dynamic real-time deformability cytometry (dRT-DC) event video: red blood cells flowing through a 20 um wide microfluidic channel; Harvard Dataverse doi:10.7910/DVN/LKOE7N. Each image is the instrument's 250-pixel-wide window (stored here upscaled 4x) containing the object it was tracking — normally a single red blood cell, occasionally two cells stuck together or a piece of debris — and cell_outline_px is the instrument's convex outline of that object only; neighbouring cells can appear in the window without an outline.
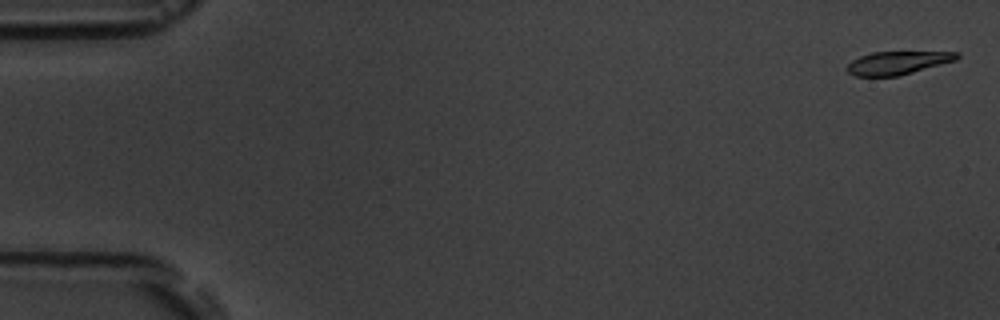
{"species": "common noctule bat (a hibernating species)", "species_latin": "Nyctalus noctula", "temperature_condition": "room temperature", "stored_images_in_passage": 7, "camera_frame_rate_fps": 3000, "um_per_image_px": 0.085, "animal": {"sex": "male", "body_mass_g": 19.5, "forearm_length_mm": 54.6}, "frame": {"image": 1, "passage_image": 1, "time_ms": 0.0, "image_size_px": [1000, 320], "cell_outline_px": [[960, 56], [956, 60], [900, 76], [856, 76], [848, 72], [844, 68], [852, 60], [860, 56], [872, 52], [960, 52]], "centroid_in_image_um": [76.28, 5.34], "position_along_channel_um": 8.7, "area_um2": 14.85}}
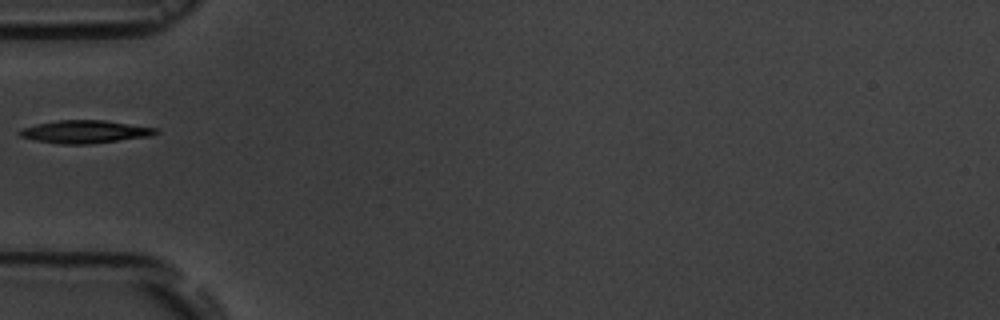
{"frame": {"image": 2, "passage_image": 6, "time_ms": 5.667, "image_size_px": [1000, 320], "cell_outline_px": [[160, 132], [148, 136], [92, 144], [60, 144], [36, 140], [20, 136], [16, 132], [20, 128], [36, 124], [56, 120], [104, 120], [160, 128]], "centroid_in_image_um": [7.21, 11.19], "position_along_channel_um": 77.8, "area_um2": 18.26}}
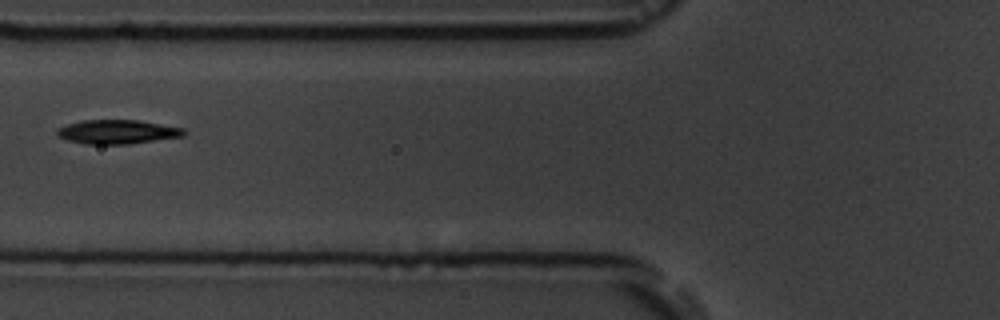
{"frame": {"image": 3, "passage_image": 7, "time_ms": 6.667, "image_size_px": [1000, 320], "cell_outline_px": [[188, 132], [184, 136], [128, 144], [84, 144], [68, 140], [56, 136], [56, 128], [80, 120], [140, 120], [184, 128]], "centroid_in_image_um": [9.97, 11.2], "position_along_channel_um": 115.8, "area_um2": 17.98}}